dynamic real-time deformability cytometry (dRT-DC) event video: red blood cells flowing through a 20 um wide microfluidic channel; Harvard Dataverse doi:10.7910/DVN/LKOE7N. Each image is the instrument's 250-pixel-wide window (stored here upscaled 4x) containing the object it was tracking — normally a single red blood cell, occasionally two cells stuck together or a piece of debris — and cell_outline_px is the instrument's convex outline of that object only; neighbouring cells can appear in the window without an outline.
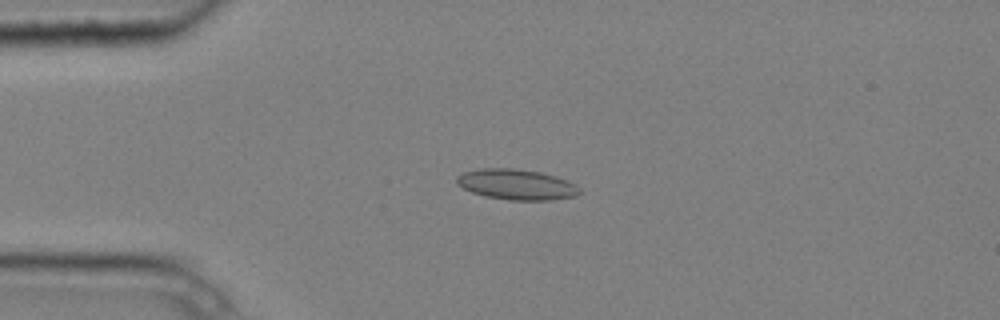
{"species": "common noctule bat (a hibernating species)", "species_latin": "Nyctalus noctula", "temperature_condition": "cold", "stored_images_in_passage": 9, "camera_frame_rate_fps": 3000, "um_per_image_px": 0.085, "animal": {"sex": "male", "body_mass_g": 20.4}, "frame": {"image": 1, "passage_image": 3, "time_ms": 0.667, "image_size_px": [1000, 320], "cell_outline_px": [[580, 192], [576, 196], [552, 200], [508, 200], [484, 196], [472, 192], [456, 184], [456, 176], [464, 172], [480, 168], [512, 168], [540, 172], [556, 176], [576, 184], [580, 188]], "centroid_in_image_um": [43.9, 15.68], "position_along_channel_um": 41.1, "area_um2": 21.96}}
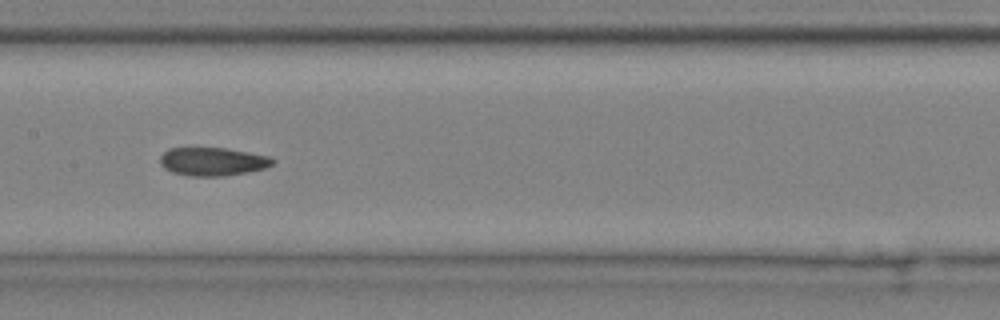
{"frame": {"image": 2, "passage_image": 7, "time_ms": 2.0, "image_size_px": [1000, 320], "cell_outline_px": [[276, 160], [272, 164], [264, 168], [224, 176], [188, 176], [172, 172], [164, 168], [160, 164], [160, 156], [168, 148], [228, 148], [272, 156]], "centroid_in_image_um": [18.08, 13.72], "position_along_channel_um": 189.3, "area_um2": 18.67}}
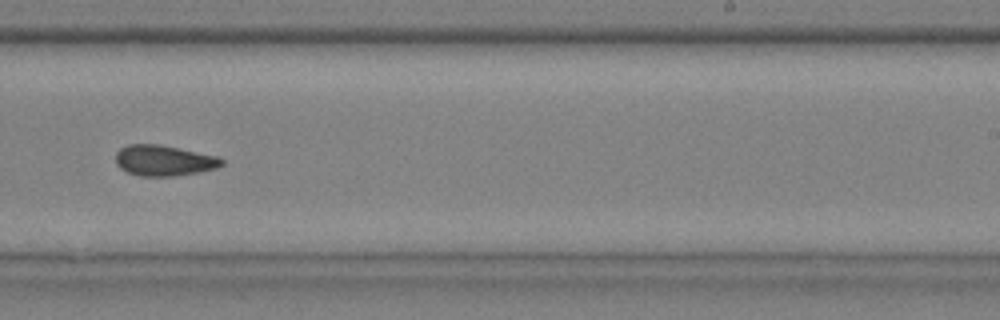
{"frame": {"image": 3, "passage_image": 9, "time_ms": 2.667, "image_size_px": [1000, 320], "cell_outline_px": [[224, 164], [216, 168], [200, 172], [176, 176], [140, 176], [128, 172], [120, 168], [116, 164], [116, 152], [120, 148], [128, 144], [160, 144], [220, 156], [224, 160]], "centroid_in_image_um": [13.96, 13.64], "position_along_channel_um": 275.0, "area_um2": 19.25}}